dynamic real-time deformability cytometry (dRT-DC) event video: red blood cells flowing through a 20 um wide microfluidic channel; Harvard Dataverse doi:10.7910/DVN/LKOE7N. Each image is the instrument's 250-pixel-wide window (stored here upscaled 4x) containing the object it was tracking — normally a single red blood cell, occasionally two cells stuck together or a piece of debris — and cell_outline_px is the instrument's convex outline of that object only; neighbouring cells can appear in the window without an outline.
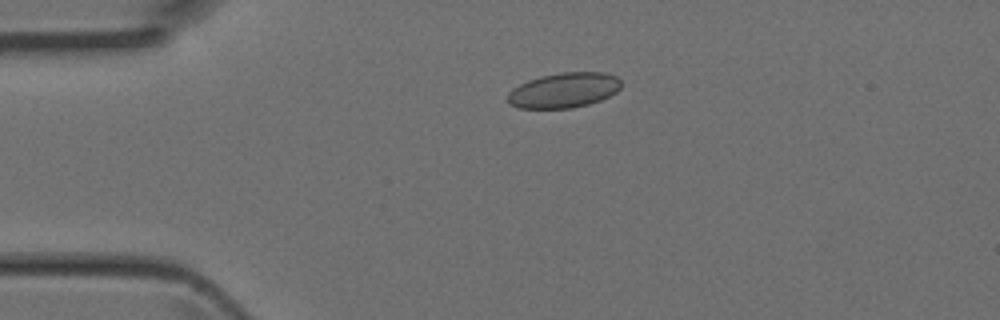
{"species": "Egyptian fruit bat (a non-hibernating species)", "species_latin": "Rousettus aegyptiacus", "temperature_condition": "room temperature", "stored_images_in_passage": 38, "camera_frame_rate_fps": 3000, "um_per_image_px": 0.085, "animal": {"sex": "female"}, "frame": {"image": 1, "passage_image": 3, "time_ms": 0.667, "image_size_px": [1000, 320], "cell_outline_px": [[620, 88], [616, 92], [600, 100], [588, 104], [572, 108], [520, 108], [508, 104], [508, 92], [512, 88], [528, 80], [540, 76], [560, 72], [604, 72], [616, 76], [620, 80]], "centroid_in_image_um": [47.91, 7.66], "position_along_channel_um": 37.1, "area_um2": 23.24}}
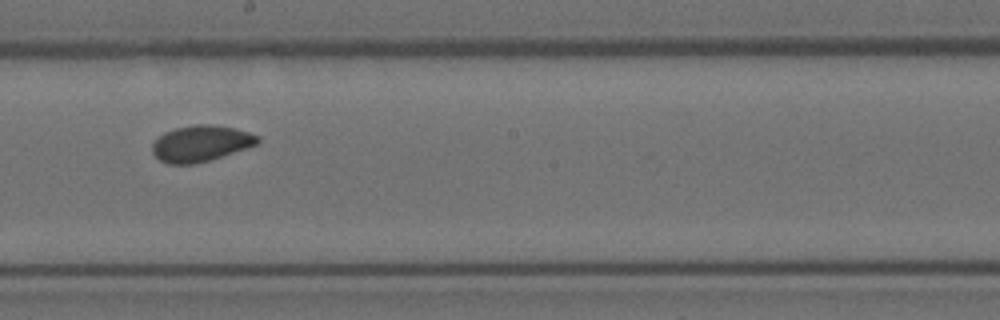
{"frame": {"image": 2, "passage_image": 18, "time_ms": 5.667, "image_size_px": [1000, 320], "cell_outline_px": [[260, 144], [208, 160], [192, 164], [168, 164], [160, 160], [152, 152], [152, 144], [164, 132], [176, 128], [196, 124], [212, 124], [232, 128], [248, 132], [260, 136]], "centroid_in_image_um": [17.09, 12.19], "position_along_channel_um": 231.1, "area_um2": 22.02}}
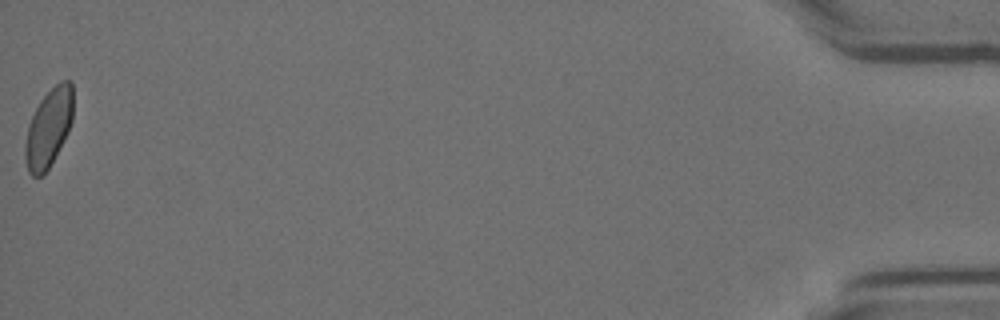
{"frame": {"image": 3, "passage_image": 38, "time_ms": 12.333, "image_size_px": [1000, 320], "cell_outline_px": [[72, 120], [68, 132], [48, 168], [40, 176], [32, 176], [28, 172], [24, 152], [24, 144], [28, 124], [40, 100], [60, 80], [72, 80]], "centroid_in_image_um": [4.12, 10.85], "position_along_channel_um": 431.1, "area_um2": 21.62}}